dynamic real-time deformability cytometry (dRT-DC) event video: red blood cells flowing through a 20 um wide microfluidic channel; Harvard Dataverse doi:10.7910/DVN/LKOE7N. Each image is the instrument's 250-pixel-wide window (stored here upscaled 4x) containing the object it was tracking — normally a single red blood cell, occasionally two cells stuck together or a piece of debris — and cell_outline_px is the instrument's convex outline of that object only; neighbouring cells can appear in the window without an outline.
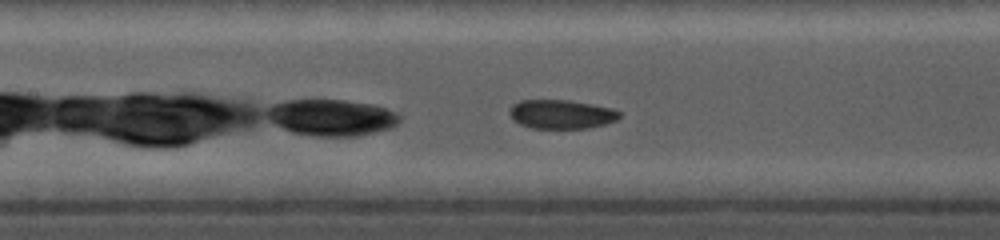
{"species": "common noctule bat (a hibernating species)", "species_latin": "Nyctalus noctula", "temperature_condition": "cold", "stored_images_in_passage": 41, "camera_frame_rate_fps": 5000, "um_per_image_px": 0.085, "animal": {"sex": "female", "body_mass_g": 19.0, "forearm_length_mm": 56.7}, "frame": {"image": 1, "passage_image": 13, "time_ms": 2.6, "image_size_px": [1000, 240], "cell_outline_px": [[620, 116], [616, 120], [604, 124], [588, 128], [532, 128], [520, 124], [512, 120], [508, 112], [508, 108], [512, 104], [520, 100], [572, 100], [612, 108], [620, 112]], "centroid_in_image_um": [47.67, 9.7], "position_along_channel_um": 159.7, "area_um2": 18.73}}
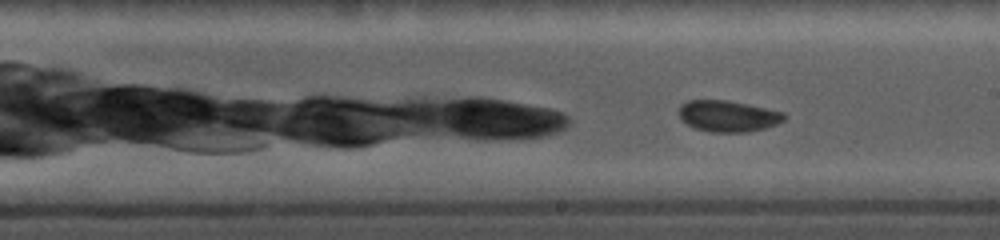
{"frame": {"image": 2, "passage_image": 21, "time_ms": 4.4, "image_size_px": [1000, 240], "cell_outline_px": [[788, 116], [784, 120], [776, 124], [764, 128], [748, 132], [708, 132], [696, 128], [680, 120], [676, 112], [680, 104], [688, 100], [728, 100], [748, 104], [784, 112]], "centroid_in_image_um": [61.84, 9.86], "position_along_channel_um": 227.2, "area_um2": 19.48}}
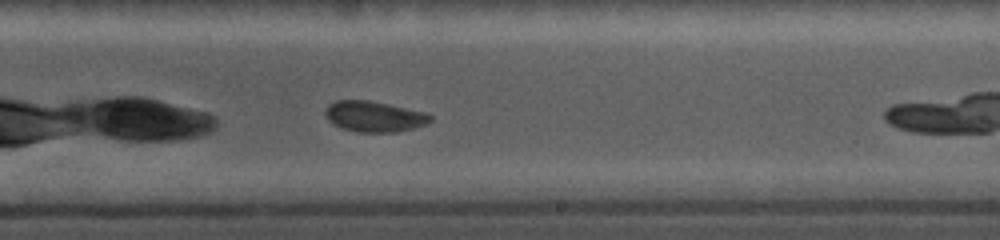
{"frame": {"image": 3, "passage_image": 25, "time_ms": 5.2, "image_size_px": [1000, 240], "cell_outline_px": [[432, 120], [424, 124], [412, 128], [396, 132], [356, 132], [340, 128], [332, 124], [328, 120], [324, 112], [328, 104], [336, 100], [368, 100], [388, 104], [424, 112], [432, 116]], "centroid_in_image_um": [31.75, 9.9], "position_along_channel_um": 257.3, "area_um2": 18.79}}